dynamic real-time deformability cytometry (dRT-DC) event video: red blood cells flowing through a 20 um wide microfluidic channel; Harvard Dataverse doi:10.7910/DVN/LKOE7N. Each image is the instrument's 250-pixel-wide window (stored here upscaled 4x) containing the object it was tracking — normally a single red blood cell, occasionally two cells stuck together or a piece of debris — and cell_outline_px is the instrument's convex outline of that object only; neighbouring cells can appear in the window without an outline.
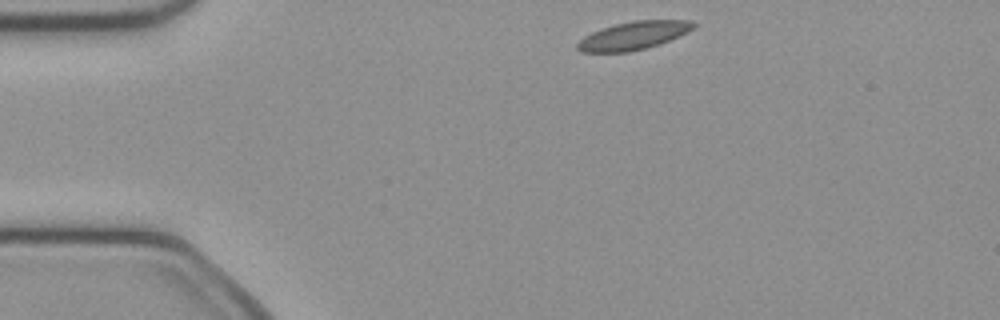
{"species": "common noctule bat (a hibernating species)", "species_latin": "Nyctalus noctula", "temperature_condition": "cold", "stored_images_in_passage": 42, "camera_frame_rate_fps": 3000, "um_per_image_px": 0.085, "animal": {"sex": "female", "body_mass_g": 21.9}, "frame": {"image": 1, "passage_image": 1, "time_ms": 0.0, "image_size_px": [1000, 320], "cell_outline_px": [[696, 24], [688, 32], [660, 44], [628, 52], [580, 52], [576, 48], [576, 44], [584, 36], [592, 32], [616, 24], [636, 20], [692, 20]], "centroid_in_image_um": [53.84, 3.03], "position_along_channel_um": 31.2, "area_um2": 18.84}}
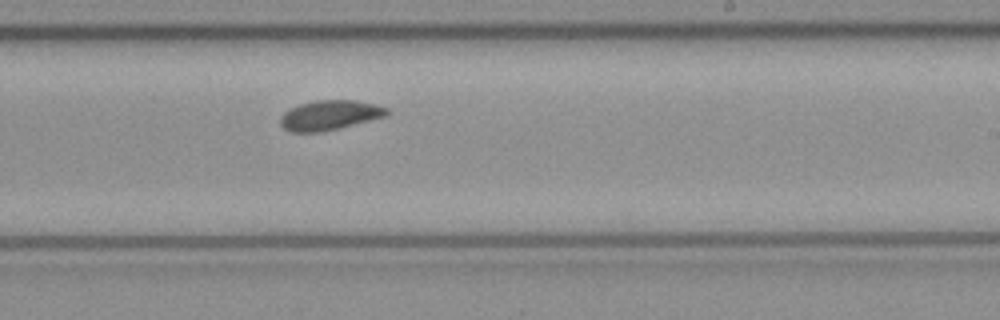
{"frame": {"image": 2, "passage_image": 22, "time_ms": 7.0, "image_size_px": [1000, 320], "cell_outline_px": [[388, 116], [340, 128], [320, 132], [292, 132], [284, 128], [280, 124], [280, 116], [288, 108], [300, 104], [316, 100], [356, 100], [376, 104], [388, 108]], "centroid_in_image_um": [28.03, 9.79], "position_along_channel_um": 261.0, "area_um2": 18.67}}
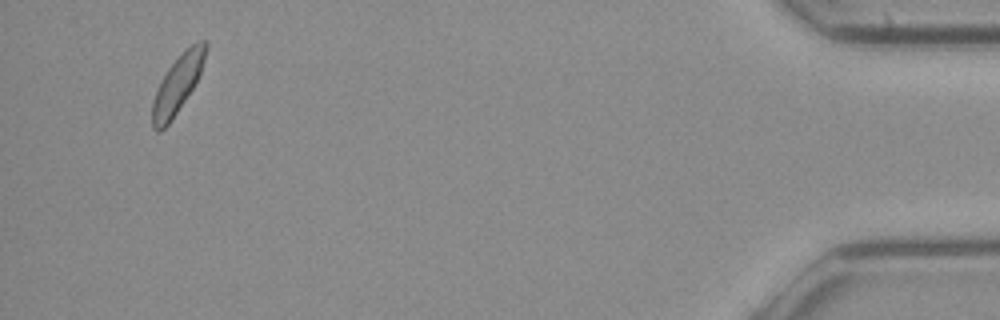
{"frame": {"image": 3, "passage_image": 40, "time_ms": 13.0, "image_size_px": [1000, 320], "cell_outline_px": [[208, 48], [200, 72], [192, 88], [168, 124], [160, 132], [156, 132], [152, 128], [152, 100], [160, 80], [168, 68], [192, 44], [200, 40], [208, 40]], "centroid_in_image_um": [15.07, 7.17], "position_along_channel_um": 420.1, "area_um2": 17.51}, "authors_computed_cell_mechanics": {"area_um2": 18.4093, "velocity_mm_per_s": 4.0194, "shape_relaxation_time_tau1_ms": 5.9228, "shape_relaxation_time_tau2_ms": 9.9851, "deformation_change_tau1": 0.1094, "deformation_change_tau2": 0.118}}